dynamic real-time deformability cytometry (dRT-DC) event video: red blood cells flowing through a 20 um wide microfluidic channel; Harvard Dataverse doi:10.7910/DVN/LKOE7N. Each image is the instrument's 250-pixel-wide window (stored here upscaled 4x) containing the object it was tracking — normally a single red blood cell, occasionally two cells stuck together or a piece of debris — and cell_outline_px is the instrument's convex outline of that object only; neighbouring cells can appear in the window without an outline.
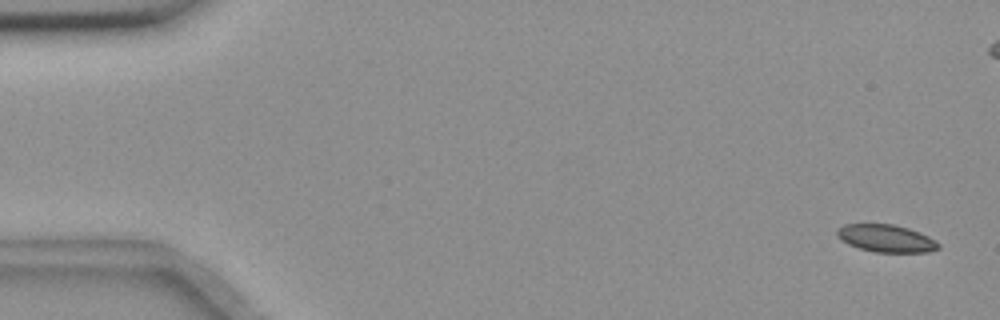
{"species": "common noctule bat (a hibernating species)", "species_latin": "Nyctalus noctula", "temperature_condition": "room temperature", "stored_images_in_passage": 58, "camera_frame_rate_fps": 3000, "um_per_image_px": 0.085, "animal": {"sex": "female", "body_mass_g": 18.4}, "frame": {"image": 1, "passage_image": 3, "time_ms": 0.667, "image_size_px": [1000, 320], "cell_outline_px": [[940, 248], [928, 252], [876, 252], [860, 248], [848, 244], [840, 240], [836, 236], [836, 228], [844, 224], [892, 224], [908, 228], [928, 236], [936, 240], [940, 244]], "centroid_in_image_um": [75.3, 20.26], "position_along_channel_um": 9.7, "area_um2": 16.3}}
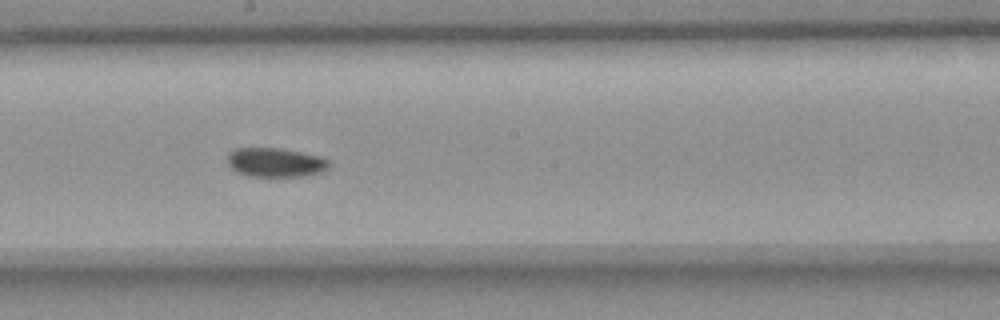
{"frame": {"image": 2, "passage_image": 32, "time_ms": 10.333, "image_size_px": [1000, 320], "cell_outline_px": [[328, 168], [320, 172], [304, 176], [248, 176], [236, 172], [228, 164], [228, 152], [236, 148], [280, 148], [320, 156], [328, 160]], "centroid_in_image_um": [23.38, 13.8], "position_along_channel_um": 224.8, "area_um2": 17.17}}
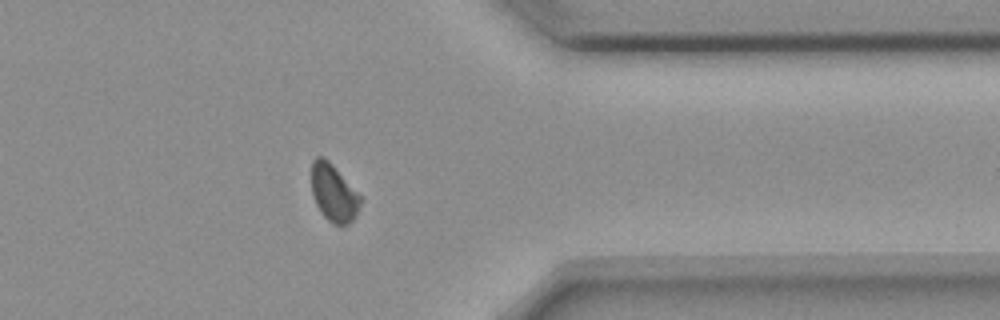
{"frame": {"image": 3, "passage_image": 46, "time_ms": 15.0, "image_size_px": [1000, 320], "cell_outline_px": [[360, 204], [356, 216], [348, 224], [332, 224], [320, 212], [312, 196], [312, 160], [316, 156], [324, 156], [332, 164], [360, 196]], "centroid_in_image_um": [28.33, 16.4], "position_along_channel_um": 383.1, "area_um2": 16.13}, "authors_computed_cell_mechanics": {"area_um2": 16.9643, "velocity_mm_per_s": 3.6276, "shape_relaxation_time_tau1_ms": 8.0225, "shape_relaxation_time_tau2_ms": null, "deformation_change_tau1": 0.0808, "deformation_change_tau2": null}}